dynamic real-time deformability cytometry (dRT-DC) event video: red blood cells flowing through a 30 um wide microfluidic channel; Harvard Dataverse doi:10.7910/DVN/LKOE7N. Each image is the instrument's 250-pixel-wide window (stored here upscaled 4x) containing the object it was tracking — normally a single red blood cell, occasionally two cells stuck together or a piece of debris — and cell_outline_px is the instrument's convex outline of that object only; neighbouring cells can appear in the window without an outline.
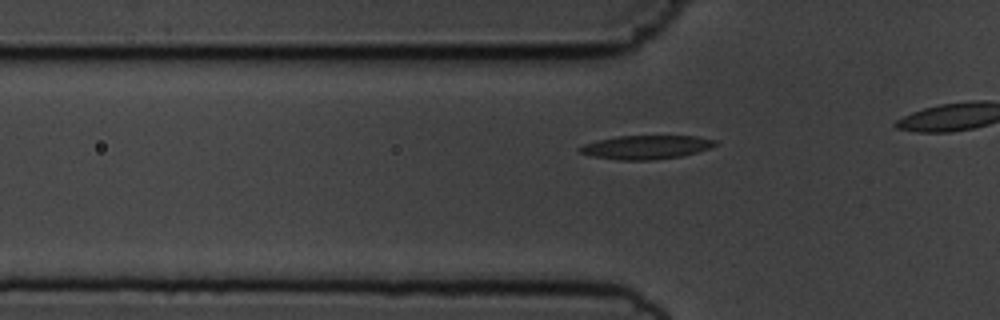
{"species": "common noctule bat (a hibernating species)", "species_latin": "Nyctalus noctula", "temperature_condition": "cold", "stored_images_in_passage": 9, "camera_frame_rate_fps": 3000, "um_per_image_px": 0.085, "animal": {"sex": "male", "body_mass_g": 19.5, "forearm_length_mm": 54.6}, "frame": {"image": 1, "passage_image": 3, "time_ms": 0.667, "image_size_px": [1000, 320], "cell_outline_px": [[716, 144], [712, 148], [680, 156], [652, 160], [620, 160], [592, 156], [580, 152], [576, 148], [584, 144], [596, 140], [616, 136], [696, 136], [716, 140]], "centroid_in_image_um": [54.89, 12.5], "position_along_channel_um": 70.9, "area_um2": 18.73}}
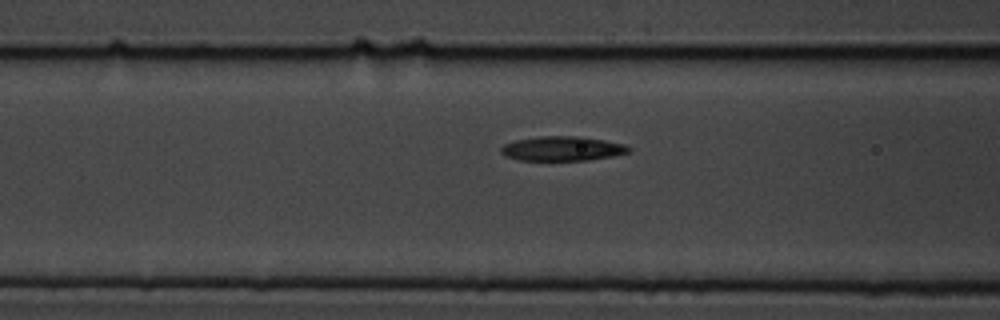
{"frame": {"image": 2, "passage_image": 7, "time_ms": 2.0, "image_size_px": [1000, 320], "cell_outline_px": [[632, 152], [612, 156], [588, 160], [520, 160], [504, 156], [500, 152], [500, 148], [504, 144], [516, 140], [540, 136], [580, 136], [604, 140], [624, 144], [632, 148]], "centroid_in_image_um": [47.81, 12.63], "position_along_channel_um": 118.8, "area_um2": 18.32}}